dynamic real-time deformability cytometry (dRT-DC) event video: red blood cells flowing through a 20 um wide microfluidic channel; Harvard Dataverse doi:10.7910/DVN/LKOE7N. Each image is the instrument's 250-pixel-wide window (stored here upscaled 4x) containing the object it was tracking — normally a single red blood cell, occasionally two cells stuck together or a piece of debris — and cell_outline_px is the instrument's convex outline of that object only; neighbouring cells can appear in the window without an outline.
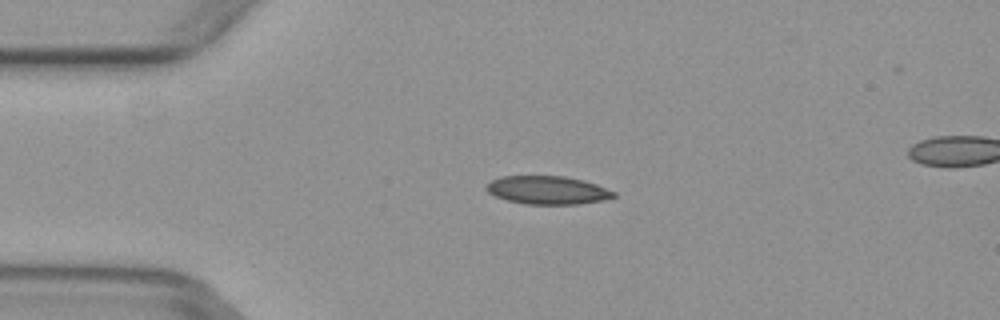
{"species": "common noctule bat (a hibernating species)", "species_latin": "Nyctalus noctula", "temperature_condition": "warm", "stored_images_in_passage": 5, "camera_frame_rate_fps": 3000, "um_per_image_px": 0.085, "animal": {"sex": "female", "body_mass_g": 29.2, "forearm_length_mm": 56.3}, "frame": {"image": 1, "passage_image": 3, "time_ms": 0.667, "image_size_px": [1000, 320], "cell_outline_px": [[616, 196], [604, 200], [576, 204], [524, 204], [508, 200], [496, 196], [488, 192], [484, 188], [492, 180], [500, 176], [564, 176], [584, 180], [596, 184], [616, 192]], "centroid_in_image_um": [46.55, 16.16], "position_along_channel_um": 38.4, "area_um2": 20.92}}
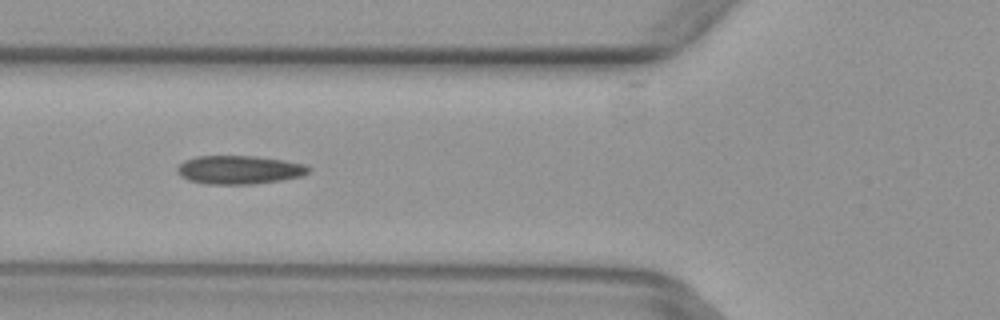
{"frame": {"image": 2, "passage_image": 5, "time_ms": 1.333, "image_size_px": [1000, 320], "cell_outline_px": [[312, 168], [304, 176], [256, 184], [204, 184], [188, 180], [180, 176], [176, 172], [176, 168], [184, 160], [196, 156], [256, 156], [284, 160], [304, 164]], "centroid_in_image_um": [20.32, 14.43], "position_along_channel_um": 105.5, "area_um2": 22.08}}